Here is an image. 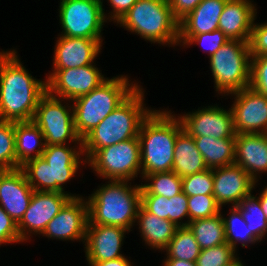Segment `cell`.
Wrapping results in <instances>:
<instances>
[{
  "instance_id": "6da1fadb",
  "label": "cell",
  "mask_w": 267,
  "mask_h": 266,
  "mask_svg": "<svg viewBox=\"0 0 267 266\" xmlns=\"http://www.w3.org/2000/svg\"><path fill=\"white\" fill-rule=\"evenodd\" d=\"M47 84L32 79L15 53L0 55V120L32 121Z\"/></svg>"
},
{
  "instance_id": "7a4b0ae2",
  "label": "cell",
  "mask_w": 267,
  "mask_h": 266,
  "mask_svg": "<svg viewBox=\"0 0 267 266\" xmlns=\"http://www.w3.org/2000/svg\"><path fill=\"white\" fill-rule=\"evenodd\" d=\"M182 130V122H176L168 113L151 111L142 121L138 137L144 175L172 171L174 146Z\"/></svg>"
},
{
  "instance_id": "3957f363",
  "label": "cell",
  "mask_w": 267,
  "mask_h": 266,
  "mask_svg": "<svg viewBox=\"0 0 267 266\" xmlns=\"http://www.w3.org/2000/svg\"><path fill=\"white\" fill-rule=\"evenodd\" d=\"M142 93L135 90L81 140V148L92 157L99 149L138 137L142 121L150 114L143 110Z\"/></svg>"
},
{
  "instance_id": "277c9868",
  "label": "cell",
  "mask_w": 267,
  "mask_h": 266,
  "mask_svg": "<svg viewBox=\"0 0 267 266\" xmlns=\"http://www.w3.org/2000/svg\"><path fill=\"white\" fill-rule=\"evenodd\" d=\"M113 181L97 190L86 202L89 204L87 224L120 226L130 230L141 205V186L128 189L122 180Z\"/></svg>"
},
{
  "instance_id": "5b68a950",
  "label": "cell",
  "mask_w": 267,
  "mask_h": 266,
  "mask_svg": "<svg viewBox=\"0 0 267 266\" xmlns=\"http://www.w3.org/2000/svg\"><path fill=\"white\" fill-rule=\"evenodd\" d=\"M43 145L44 147L37 150L35 156L20 166V169L34 191L63 193L60 184L75 174L78 168V155L64 145ZM37 180L36 186L34 183ZM39 184L47 188L39 190Z\"/></svg>"
},
{
  "instance_id": "8992f818",
  "label": "cell",
  "mask_w": 267,
  "mask_h": 266,
  "mask_svg": "<svg viewBox=\"0 0 267 266\" xmlns=\"http://www.w3.org/2000/svg\"><path fill=\"white\" fill-rule=\"evenodd\" d=\"M126 78L105 80L90 93L79 96L73 110L77 134L83 139L98 124L116 109L134 90Z\"/></svg>"
},
{
  "instance_id": "52a82bcc",
  "label": "cell",
  "mask_w": 267,
  "mask_h": 266,
  "mask_svg": "<svg viewBox=\"0 0 267 266\" xmlns=\"http://www.w3.org/2000/svg\"><path fill=\"white\" fill-rule=\"evenodd\" d=\"M119 22L150 41L179 40V21L168 0H138Z\"/></svg>"
},
{
  "instance_id": "ba28073f",
  "label": "cell",
  "mask_w": 267,
  "mask_h": 266,
  "mask_svg": "<svg viewBox=\"0 0 267 266\" xmlns=\"http://www.w3.org/2000/svg\"><path fill=\"white\" fill-rule=\"evenodd\" d=\"M229 40L210 57L216 88L237 92L250 86L249 41Z\"/></svg>"
},
{
  "instance_id": "9c48e42d",
  "label": "cell",
  "mask_w": 267,
  "mask_h": 266,
  "mask_svg": "<svg viewBox=\"0 0 267 266\" xmlns=\"http://www.w3.org/2000/svg\"><path fill=\"white\" fill-rule=\"evenodd\" d=\"M139 137L99 149L89 160L105 178L126 180L139 171L141 163Z\"/></svg>"
},
{
  "instance_id": "30bf717a",
  "label": "cell",
  "mask_w": 267,
  "mask_h": 266,
  "mask_svg": "<svg viewBox=\"0 0 267 266\" xmlns=\"http://www.w3.org/2000/svg\"><path fill=\"white\" fill-rule=\"evenodd\" d=\"M32 121L41 130L45 145H63L69 137L82 140L75 129L74 115H69L58 99L46 92L38 101Z\"/></svg>"
},
{
  "instance_id": "8fae6325",
  "label": "cell",
  "mask_w": 267,
  "mask_h": 266,
  "mask_svg": "<svg viewBox=\"0 0 267 266\" xmlns=\"http://www.w3.org/2000/svg\"><path fill=\"white\" fill-rule=\"evenodd\" d=\"M60 18L64 36L100 39L104 22L101 0H62Z\"/></svg>"
},
{
  "instance_id": "7c38bea8",
  "label": "cell",
  "mask_w": 267,
  "mask_h": 266,
  "mask_svg": "<svg viewBox=\"0 0 267 266\" xmlns=\"http://www.w3.org/2000/svg\"><path fill=\"white\" fill-rule=\"evenodd\" d=\"M237 101L231 109L236 134H267V96L248 87L235 92ZM264 127L261 132L256 128Z\"/></svg>"
},
{
  "instance_id": "4fadbf2b",
  "label": "cell",
  "mask_w": 267,
  "mask_h": 266,
  "mask_svg": "<svg viewBox=\"0 0 267 266\" xmlns=\"http://www.w3.org/2000/svg\"><path fill=\"white\" fill-rule=\"evenodd\" d=\"M52 75L46 83L47 92L51 94L55 90L60 96L71 100L90 93L105 81L92 65L56 70Z\"/></svg>"
},
{
  "instance_id": "5bb4252c",
  "label": "cell",
  "mask_w": 267,
  "mask_h": 266,
  "mask_svg": "<svg viewBox=\"0 0 267 266\" xmlns=\"http://www.w3.org/2000/svg\"><path fill=\"white\" fill-rule=\"evenodd\" d=\"M71 198L72 196L61 192L34 191L23 218L17 224L20 240L25 239L23 231L26 227L43 233L47 224Z\"/></svg>"
},
{
  "instance_id": "9a60e30c",
  "label": "cell",
  "mask_w": 267,
  "mask_h": 266,
  "mask_svg": "<svg viewBox=\"0 0 267 266\" xmlns=\"http://www.w3.org/2000/svg\"><path fill=\"white\" fill-rule=\"evenodd\" d=\"M34 189L18 168L0 171V202L3 210L18 224L27 210Z\"/></svg>"
},
{
  "instance_id": "2e32d148",
  "label": "cell",
  "mask_w": 267,
  "mask_h": 266,
  "mask_svg": "<svg viewBox=\"0 0 267 266\" xmlns=\"http://www.w3.org/2000/svg\"><path fill=\"white\" fill-rule=\"evenodd\" d=\"M180 122L183 130L192 137L211 136L219 139L236 136L232 111L212 107L184 116Z\"/></svg>"
},
{
  "instance_id": "e0dca14e",
  "label": "cell",
  "mask_w": 267,
  "mask_h": 266,
  "mask_svg": "<svg viewBox=\"0 0 267 266\" xmlns=\"http://www.w3.org/2000/svg\"><path fill=\"white\" fill-rule=\"evenodd\" d=\"M218 172H213V196L216 203L235 202L238 206L240 201L250 195L255 181L248 173L238 165L219 167Z\"/></svg>"
},
{
  "instance_id": "ac0fdd59",
  "label": "cell",
  "mask_w": 267,
  "mask_h": 266,
  "mask_svg": "<svg viewBox=\"0 0 267 266\" xmlns=\"http://www.w3.org/2000/svg\"><path fill=\"white\" fill-rule=\"evenodd\" d=\"M82 199L72 197L60 212L47 224L44 234L65 239L85 238L88 223V206Z\"/></svg>"
},
{
  "instance_id": "d6986e66",
  "label": "cell",
  "mask_w": 267,
  "mask_h": 266,
  "mask_svg": "<svg viewBox=\"0 0 267 266\" xmlns=\"http://www.w3.org/2000/svg\"><path fill=\"white\" fill-rule=\"evenodd\" d=\"M93 226V227H92ZM125 228L111 225L87 224V259L101 262L123 257L119 254Z\"/></svg>"
},
{
  "instance_id": "ffe728a7",
  "label": "cell",
  "mask_w": 267,
  "mask_h": 266,
  "mask_svg": "<svg viewBox=\"0 0 267 266\" xmlns=\"http://www.w3.org/2000/svg\"><path fill=\"white\" fill-rule=\"evenodd\" d=\"M99 48L100 39L62 36L55 50V70L91 65Z\"/></svg>"
},
{
  "instance_id": "44dd1931",
  "label": "cell",
  "mask_w": 267,
  "mask_h": 266,
  "mask_svg": "<svg viewBox=\"0 0 267 266\" xmlns=\"http://www.w3.org/2000/svg\"><path fill=\"white\" fill-rule=\"evenodd\" d=\"M254 7L246 0H227L218 27L229 40L249 41Z\"/></svg>"
},
{
  "instance_id": "7402d4cb",
  "label": "cell",
  "mask_w": 267,
  "mask_h": 266,
  "mask_svg": "<svg viewBox=\"0 0 267 266\" xmlns=\"http://www.w3.org/2000/svg\"><path fill=\"white\" fill-rule=\"evenodd\" d=\"M235 138V156L239 158L234 164L243 168L254 180L253 171L267 170V134H236Z\"/></svg>"
},
{
  "instance_id": "603a6c76",
  "label": "cell",
  "mask_w": 267,
  "mask_h": 266,
  "mask_svg": "<svg viewBox=\"0 0 267 266\" xmlns=\"http://www.w3.org/2000/svg\"><path fill=\"white\" fill-rule=\"evenodd\" d=\"M227 0H203L179 21V36H195L218 30L220 15Z\"/></svg>"
},
{
  "instance_id": "cb8c5ba5",
  "label": "cell",
  "mask_w": 267,
  "mask_h": 266,
  "mask_svg": "<svg viewBox=\"0 0 267 266\" xmlns=\"http://www.w3.org/2000/svg\"><path fill=\"white\" fill-rule=\"evenodd\" d=\"M207 168L204 158L196 147L194 138L182 130L176 138L172 171L181 178L200 173Z\"/></svg>"
},
{
  "instance_id": "d4e9b609",
  "label": "cell",
  "mask_w": 267,
  "mask_h": 266,
  "mask_svg": "<svg viewBox=\"0 0 267 266\" xmlns=\"http://www.w3.org/2000/svg\"><path fill=\"white\" fill-rule=\"evenodd\" d=\"M196 147L208 169L233 165L235 162L236 138L193 137Z\"/></svg>"
},
{
  "instance_id": "484cf974",
  "label": "cell",
  "mask_w": 267,
  "mask_h": 266,
  "mask_svg": "<svg viewBox=\"0 0 267 266\" xmlns=\"http://www.w3.org/2000/svg\"><path fill=\"white\" fill-rule=\"evenodd\" d=\"M137 218H140V226L145 241L153 247L166 249L178 226L168 219H161L148 212L142 205L139 207Z\"/></svg>"
},
{
  "instance_id": "4316f807",
  "label": "cell",
  "mask_w": 267,
  "mask_h": 266,
  "mask_svg": "<svg viewBox=\"0 0 267 266\" xmlns=\"http://www.w3.org/2000/svg\"><path fill=\"white\" fill-rule=\"evenodd\" d=\"M220 216L217 214L210 218L197 219L182 224L181 227H189L201 250L215 247L226 243L223 218Z\"/></svg>"
},
{
  "instance_id": "83f0119b",
  "label": "cell",
  "mask_w": 267,
  "mask_h": 266,
  "mask_svg": "<svg viewBox=\"0 0 267 266\" xmlns=\"http://www.w3.org/2000/svg\"><path fill=\"white\" fill-rule=\"evenodd\" d=\"M39 138L44 139V136L33 121L15 122L16 169L32 159L30 154L37 145H40Z\"/></svg>"
},
{
  "instance_id": "f1b7e54d",
  "label": "cell",
  "mask_w": 267,
  "mask_h": 266,
  "mask_svg": "<svg viewBox=\"0 0 267 266\" xmlns=\"http://www.w3.org/2000/svg\"><path fill=\"white\" fill-rule=\"evenodd\" d=\"M166 248L169 252V258L190 262H196L201 251L193 232L189 227L181 226L177 228L174 237L170 240Z\"/></svg>"
},
{
  "instance_id": "f546056e",
  "label": "cell",
  "mask_w": 267,
  "mask_h": 266,
  "mask_svg": "<svg viewBox=\"0 0 267 266\" xmlns=\"http://www.w3.org/2000/svg\"><path fill=\"white\" fill-rule=\"evenodd\" d=\"M145 176L152 179L153 183L141 185V195H161L172 198L183 192L182 178L173 171L156 172Z\"/></svg>"
},
{
  "instance_id": "4dcf8cb0",
  "label": "cell",
  "mask_w": 267,
  "mask_h": 266,
  "mask_svg": "<svg viewBox=\"0 0 267 266\" xmlns=\"http://www.w3.org/2000/svg\"><path fill=\"white\" fill-rule=\"evenodd\" d=\"M236 207L241 211L250 231L261 240L265 234L264 232L267 231V218L261 208L260 201H255V197H252L250 194L244 197Z\"/></svg>"
},
{
  "instance_id": "1f68e13d",
  "label": "cell",
  "mask_w": 267,
  "mask_h": 266,
  "mask_svg": "<svg viewBox=\"0 0 267 266\" xmlns=\"http://www.w3.org/2000/svg\"><path fill=\"white\" fill-rule=\"evenodd\" d=\"M15 122L0 120V171L16 169Z\"/></svg>"
},
{
  "instance_id": "d6a6232c",
  "label": "cell",
  "mask_w": 267,
  "mask_h": 266,
  "mask_svg": "<svg viewBox=\"0 0 267 266\" xmlns=\"http://www.w3.org/2000/svg\"><path fill=\"white\" fill-rule=\"evenodd\" d=\"M182 190L189 197L194 195H213V169L188 175L182 178Z\"/></svg>"
},
{
  "instance_id": "836d02e7",
  "label": "cell",
  "mask_w": 267,
  "mask_h": 266,
  "mask_svg": "<svg viewBox=\"0 0 267 266\" xmlns=\"http://www.w3.org/2000/svg\"><path fill=\"white\" fill-rule=\"evenodd\" d=\"M190 221L210 218L220 213V206L213 195H194L188 197Z\"/></svg>"
},
{
  "instance_id": "e575fe53",
  "label": "cell",
  "mask_w": 267,
  "mask_h": 266,
  "mask_svg": "<svg viewBox=\"0 0 267 266\" xmlns=\"http://www.w3.org/2000/svg\"><path fill=\"white\" fill-rule=\"evenodd\" d=\"M234 248L227 243L202 249L197 257V266H225L235 260Z\"/></svg>"
},
{
  "instance_id": "d590c367",
  "label": "cell",
  "mask_w": 267,
  "mask_h": 266,
  "mask_svg": "<svg viewBox=\"0 0 267 266\" xmlns=\"http://www.w3.org/2000/svg\"><path fill=\"white\" fill-rule=\"evenodd\" d=\"M231 214H232V216L230 217L229 220L223 219L226 243L235 249V245H236V243L234 241L235 238L239 239L240 241H241L242 237L247 238V241H251V242L257 241L258 238L250 231V228L247 227V223L243 219L241 211L236 206H234V209H232ZM240 221H241L242 225L246 227L245 228L246 232L243 233V231H242L239 234V233H236L237 231H235V227L237 225L236 222H240ZM243 229L244 228H242V230ZM233 236H235V238Z\"/></svg>"
},
{
  "instance_id": "8d00e7d4",
  "label": "cell",
  "mask_w": 267,
  "mask_h": 266,
  "mask_svg": "<svg viewBox=\"0 0 267 266\" xmlns=\"http://www.w3.org/2000/svg\"><path fill=\"white\" fill-rule=\"evenodd\" d=\"M254 57L251 64L250 88L267 96V54Z\"/></svg>"
},
{
  "instance_id": "74e56055",
  "label": "cell",
  "mask_w": 267,
  "mask_h": 266,
  "mask_svg": "<svg viewBox=\"0 0 267 266\" xmlns=\"http://www.w3.org/2000/svg\"><path fill=\"white\" fill-rule=\"evenodd\" d=\"M189 216L188 212V196L181 192L172 198H167V219L180 227L177 220L183 216Z\"/></svg>"
},
{
  "instance_id": "f35d334b",
  "label": "cell",
  "mask_w": 267,
  "mask_h": 266,
  "mask_svg": "<svg viewBox=\"0 0 267 266\" xmlns=\"http://www.w3.org/2000/svg\"><path fill=\"white\" fill-rule=\"evenodd\" d=\"M184 38L185 43L189 42H200L203 40H206L209 42L210 47V57L214 55V53L222 47V45L229 41V38L221 31V30H215L209 33H202L197 34L195 36H179V38Z\"/></svg>"
},
{
  "instance_id": "ab89813d",
  "label": "cell",
  "mask_w": 267,
  "mask_h": 266,
  "mask_svg": "<svg viewBox=\"0 0 267 266\" xmlns=\"http://www.w3.org/2000/svg\"><path fill=\"white\" fill-rule=\"evenodd\" d=\"M251 56H261L267 54V23L252 27L249 40Z\"/></svg>"
},
{
  "instance_id": "60d3db41",
  "label": "cell",
  "mask_w": 267,
  "mask_h": 266,
  "mask_svg": "<svg viewBox=\"0 0 267 266\" xmlns=\"http://www.w3.org/2000/svg\"><path fill=\"white\" fill-rule=\"evenodd\" d=\"M21 241L17 224L0 206V244Z\"/></svg>"
},
{
  "instance_id": "b9f144b4",
  "label": "cell",
  "mask_w": 267,
  "mask_h": 266,
  "mask_svg": "<svg viewBox=\"0 0 267 266\" xmlns=\"http://www.w3.org/2000/svg\"><path fill=\"white\" fill-rule=\"evenodd\" d=\"M141 205L161 219H167V198L161 195H141Z\"/></svg>"
},
{
  "instance_id": "7bdbcfd3",
  "label": "cell",
  "mask_w": 267,
  "mask_h": 266,
  "mask_svg": "<svg viewBox=\"0 0 267 266\" xmlns=\"http://www.w3.org/2000/svg\"><path fill=\"white\" fill-rule=\"evenodd\" d=\"M203 0H168L173 16L180 21Z\"/></svg>"
},
{
  "instance_id": "ee69618b",
  "label": "cell",
  "mask_w": 267,
  "mask_h": 266,
  "mask_svg": "<svg viewBox=\"0 0 267 266\" xmlns=\"http://www.w3.org/2000/svg\"><path fill=\"white\" fill-rule=\"evenodd\" d=\"M116 14L114 18L119 21L138 0H109Z\"/></svg>"
},
{
  "instance_id": "f6af8a7d",
  "label": "cell",
  "mask_w": 267,
  "mask_h": 266,
  "mask_svg": "<svg viewBox=\"0 0 267 266\" xmlns=\"http://www.w3.org/2000/svg\"><path fill=\"white\" fill-rule=\"evenodd\" d=\"M92 266H131L126 258L119 257L116 259L101 261V262H89Z\"/></svg>"
},
{
  "instance_id": "bcb514c9",
  "label": "cell",
  "mask_w": 267,
  "mask_h": 266,
  "mask_svg": "<svg viewBox=\"0 0 267 266\" xmlns=\"http://www.w3.org/2000/svg\"><path fill=\"white\" fill-rule=\"evenodd\" d=\"M165 266H197L196 262H190L181 259L169 258L165 262Z\"/></svg>"
},
{
  "instance_id": "7dc6e473",
  "label": "cell",
  "mask_w": 267,
  "mask_h": 266,
  "mask_svg": "<svg viewBox=\"0 0 267 266\" xmlns=\"http://www.w3.org/2000/svg\"><path fill=\"white\" fill-rule=\"evenodd\" d=\"M258 200L260 201L261 208L267 218V188L263 191L260 199Z\"/></svg>"
},
{
  "instance_id": "c3c4849f",
  "label": "cell",
  "mask_w": 267,
  "mask_h": 266,
  "mask_svg": "<svg viewBox=\"0 0 267 266\" xmlns=\"http://www.w3.org/2000/svg\"><path fill=\"white\" fill-rule=\"evenodd\" d=\"M225 266H243V265L239 261H236V259H235Z\"/></svg>"
}]
</instances>
